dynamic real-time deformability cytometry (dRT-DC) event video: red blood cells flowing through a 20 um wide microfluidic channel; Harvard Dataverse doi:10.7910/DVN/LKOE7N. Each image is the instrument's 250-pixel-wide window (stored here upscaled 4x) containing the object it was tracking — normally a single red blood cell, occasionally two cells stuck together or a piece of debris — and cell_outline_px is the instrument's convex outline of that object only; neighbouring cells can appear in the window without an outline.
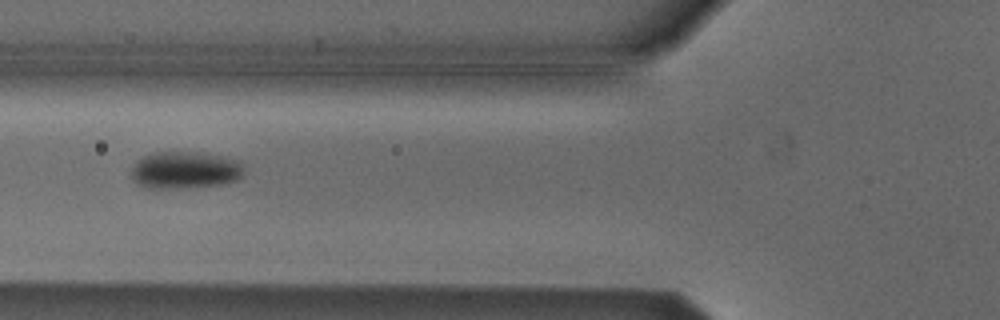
{"species": "Egyptian fruit bat (a non-hibernating species)", "species_latin": "Rousettus aegyptiacus", "temperature_condition": "cold", "stored_images_in_passage": 5, "camera_frame_rate_fps": 3000, "um_per_image_px": 0.085, "animal": {"sex": "male"}, "frame": {"image": 1, "passage_image": 4, "time_ms": 1.0, "image_size_px": [1000, 320], "cell_outline_px": [[244, 172], [236, 180], [220, 184], [164, 188], [148, 188], [136, 184], [128, 176], [132, 164], [136, 160], [152, 152], [208, 152], [228, 156], [240, 160], [244, 164]], "centroid_in_image_um": [15.7, 14.42], "position_along_channel_um": 110.1, "area_um2": 24.97}}
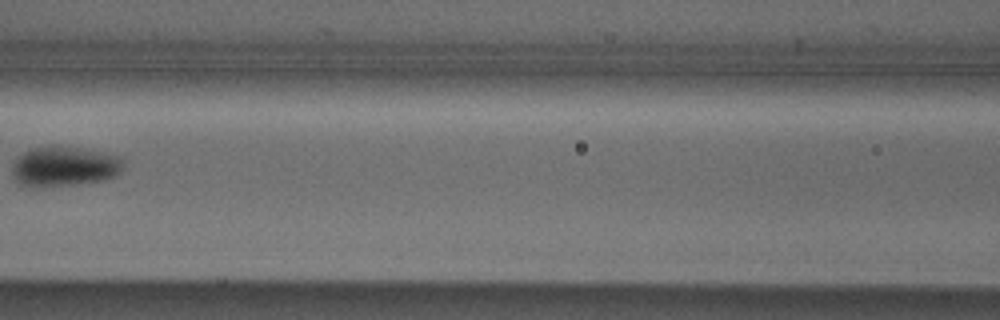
{"frame": {"image": 2, "passage_image": 5, "time_ms": 1.333, "image_size_px": [1000, 320], "cell_outline_px": [[124, 160], [120, 172], [116, 176], [100, 180], [76, 184], [20, 184], [16, 180], [12, 172], [12, 164], [16, 156], [32, 148], [52, 144], [80, 148], [120, 156]], "centroid_in_image_um": [5.47, 14.08], "position_along_channel_um": 161.1, "area_um2": 25.43}}